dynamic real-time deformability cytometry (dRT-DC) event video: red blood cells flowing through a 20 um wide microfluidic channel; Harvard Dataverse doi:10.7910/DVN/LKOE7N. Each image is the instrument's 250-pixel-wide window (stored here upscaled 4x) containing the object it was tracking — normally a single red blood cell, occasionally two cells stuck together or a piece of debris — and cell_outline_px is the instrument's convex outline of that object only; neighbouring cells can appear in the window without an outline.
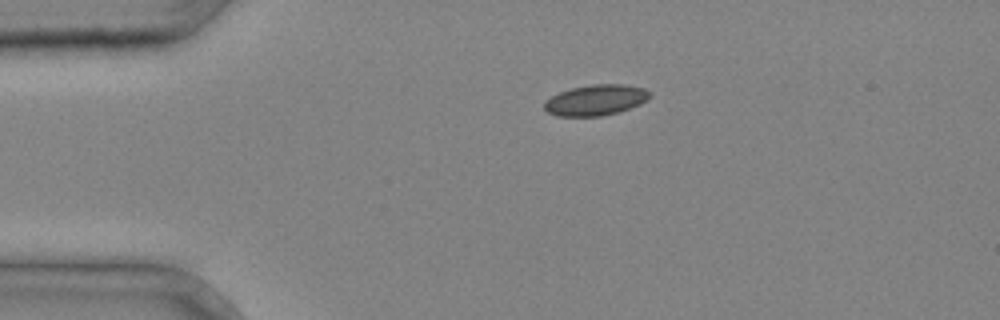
{"species": "common noctule bat (a hibernating species)", "species_latin": "Nyctalus noctula", "temperature_condition": "cold", "stored_images_in_passage": 3, "camera_frame_rate_fps": 3000, "um_per_image_px": 0.085, "animal": {"sex": "male", "body_mass_g": 20.4}, "frame": {"image": 1, "passage_image": 1, "time_ms": 0.0, "image_size_px": [1000, 320], "cell_outline_px": [[652, 96], [648, 100], [640, 104], [616, 112], [600, 116], [556, 116], [548, 112], [544, 108], [544, 100], [560, 92], [572, 88], [592, 84], [624, 84], [644, 88], [652, 92]], "centroid_in_image_um": [50.66, 8.49], "position_along_channel_um": 34.3, "area_um2": 18.9}}
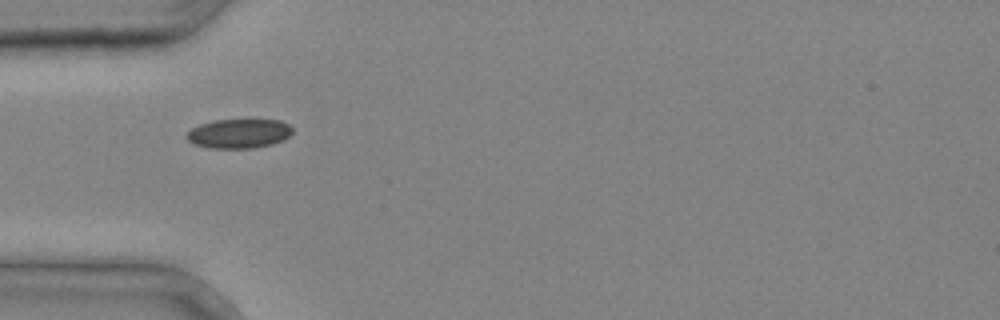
{"frame": {"image": 2, "passage_image": 2, "time_ms": 0.333, "image_size_px": [1000, 320], "cell_outline_px": [[292, 132], [284, 140], [272, 144], [252, 148], [208, 148], [192, 144], [184, 136], [192, 128], [200, 124], [216, 120], [280, 120], [288, 124], [292, 128]], "centroid_in_image_um": [20.28, 11.36], "position_along_channel_um": 64.7, "area_um2": 18.09}}